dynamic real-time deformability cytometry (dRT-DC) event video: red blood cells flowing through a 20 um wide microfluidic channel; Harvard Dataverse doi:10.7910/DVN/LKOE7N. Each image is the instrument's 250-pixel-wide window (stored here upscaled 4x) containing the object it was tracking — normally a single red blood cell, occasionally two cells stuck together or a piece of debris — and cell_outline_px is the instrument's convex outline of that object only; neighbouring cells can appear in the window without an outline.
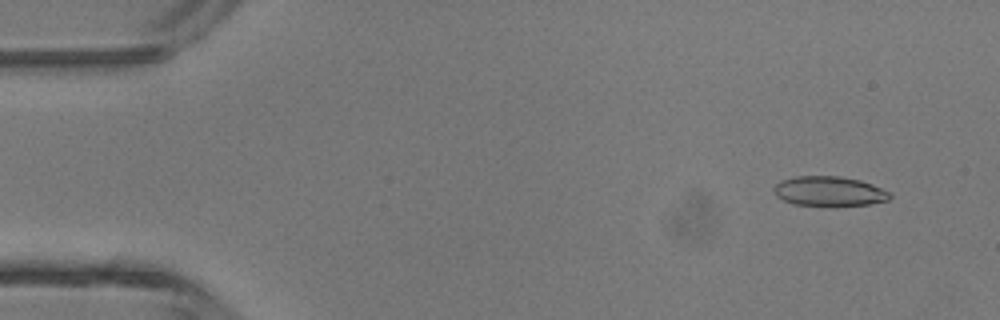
{"species": "common noctule bat (a hibernating species)", "species_latin": "Nyctalus noctula", "temperature_condition": "room temperature", "stored_images_in_passage": 3, "camera_frame_rate_fps": 3000, "um_per_image_px": 0.085, "animal": {"sex": "male", "body_mass_g": 13.3}, "frame": {"image": 1, "passage_image": 1, "time_ms": 0.0, "image_size_px": [1000, 320], "cell_outline_px": [[892, 196], [888, 200], [868, 204], [836, 208], [832, 208], [792, 204], [776, 196], [772, 188], [780, 180], [796, 176], [840, 176], [860, 180], [872, 184], [892, 192]], "centroid_in_image_um": [70.49, 16.29], "position_along_channel_um": 14.5, "area_um2": 20.92}}